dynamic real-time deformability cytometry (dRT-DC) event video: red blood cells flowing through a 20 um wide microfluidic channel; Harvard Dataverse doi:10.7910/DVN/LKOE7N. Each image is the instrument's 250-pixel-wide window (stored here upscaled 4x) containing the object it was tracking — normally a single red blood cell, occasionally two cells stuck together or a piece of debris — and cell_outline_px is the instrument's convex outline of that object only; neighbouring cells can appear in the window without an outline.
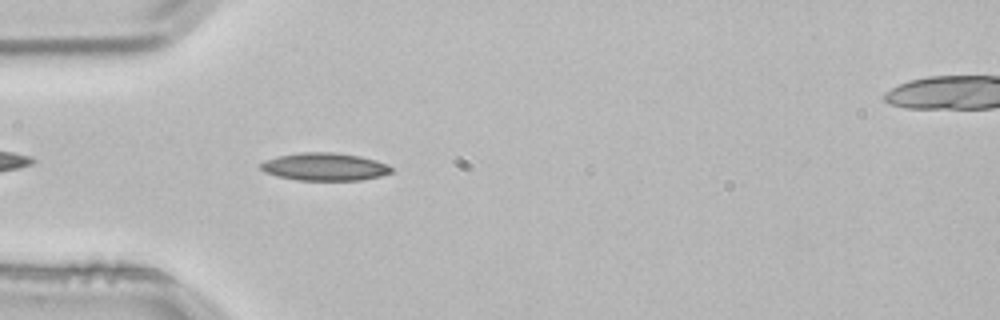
{"species": "common noctule bat (a hibernating species)", "species_latin": "Nyctalus noctula", "temperature_condition": "room temperature", "stored_images_in_passage": 4, "camera_frame_rate_fps": 3000, "um_per_image_px": 0.085, "animal": {"sex": "male", "body_mass_g": 21.5, "forearm_length_mm": 52.0}, "frame": {"image": 1, "passage_image": 3, "time_ms": 0.667, "image_size_px": [1000, 320], "cell_outline_px": [[392, 172], [380, 176], [360, 180], [296, 180], [276, 176], [264, 172], [260, 168], [260, 164], [264, 160], [276, 156], [300, 152], [332, 152], [360, 156], [376, 160], [388, 164], [392, 168]], "centroid_in_image_um": [27.56, 14.17], "position_along_channel_um": 57.4, "area_um2": 21.27}}